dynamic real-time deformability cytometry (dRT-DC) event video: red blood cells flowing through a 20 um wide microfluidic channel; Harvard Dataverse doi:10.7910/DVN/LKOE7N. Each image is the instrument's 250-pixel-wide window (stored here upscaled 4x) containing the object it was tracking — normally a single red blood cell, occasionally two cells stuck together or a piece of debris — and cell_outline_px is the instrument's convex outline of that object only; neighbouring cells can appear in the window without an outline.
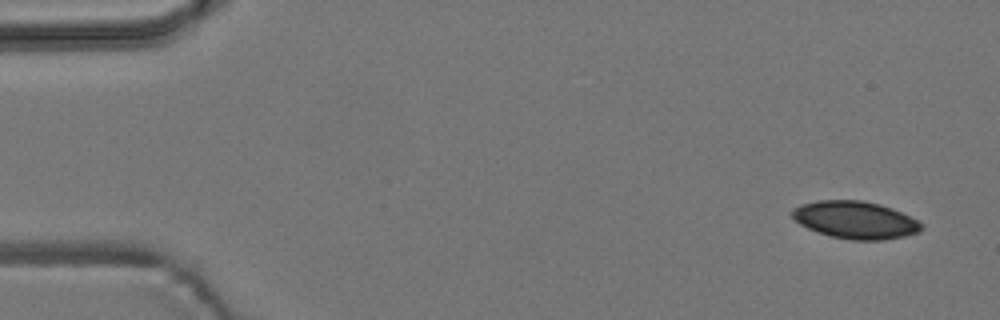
{"species": "common noctule bat (a hibernating species)", "species_latin": "Nyctalus noctula", "temperature_condition": "room temperature", "stored_images_in_passage": 6, "camera_frame_rate_fps": 3000, "um_per_image_px": 0.085, "animal": {"sex": "male", "body_mass_g": 19.2, "forearm_length_mm": 51.8}, "frame": {"image": 1, "passage_image": 1, "time_ms": 0.0, "image_size_px": [1000, 320], "cell_outline_px": [[924, 228], [920, 232], [904, 236], [884, 240], [852, 240], [832, 236], [808, 228], [800, 224], [788, 212], [792, 208], [800, 204], [820, 200], [860, 200], [880, 204], [892, 208], [924, 224]], "centroid_in_image_um": [72.7, 18.69], "position_along_channel_um": 12.3, "area_um2": 28.21}}
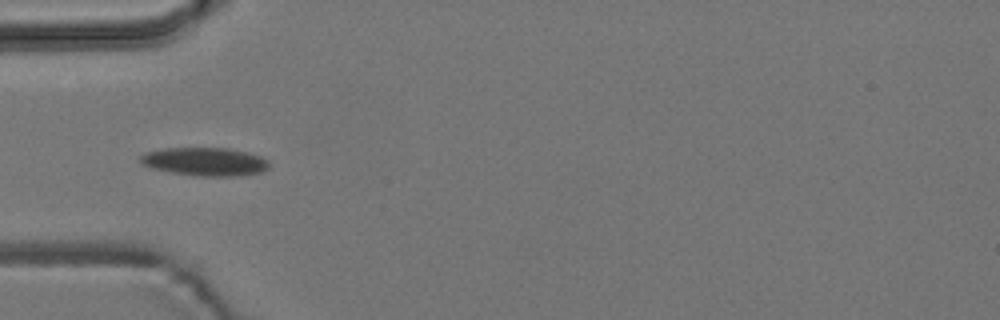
{"frame": {"image": 2, "passage_image": 6, "time_ms": 5.667, "image_size_px": [1000, 320], "cell_outline_px": [[268, 168], [260, 172], [236, 176], [196, 176], [168, 172], [152, 168], [144, 164], [140, 160], [140, 156], [148, 152], [164, 148], [228, 148], [248, 152], [260, 156], [268, 160]], "centroid_in_image_um": [17.43, 13.74], "position_along_channel_um": 67.6, "area_um2": 21.15}}